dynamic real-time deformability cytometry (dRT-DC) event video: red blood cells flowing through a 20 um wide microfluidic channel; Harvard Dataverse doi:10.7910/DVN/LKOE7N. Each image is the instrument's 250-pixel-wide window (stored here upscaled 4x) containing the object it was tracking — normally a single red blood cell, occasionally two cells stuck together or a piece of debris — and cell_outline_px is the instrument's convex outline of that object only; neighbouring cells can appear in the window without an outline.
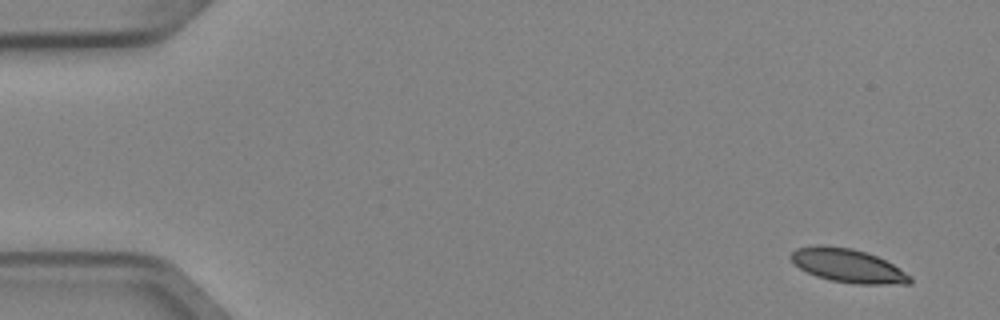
{"species": "Egyptian fruit bat (a non-hibernating species)", "species_latin": "Rousettus aegyptiacus", "temperature_condition": "cold", "stored_images_in_passage": 4, "camera_frame_rate_fps": 3000, "um_per_image_px": 0.085, "animal": {"sex": "female"}, "frame": {"image": 1, "passage_image": 1, "time_ms": 0.0, "image_size_px": [1000, 320], "cell_outline_px": [[912, 284], [856, 284], [828, 280], [816, 276], [800, 268], [788, 256], [796, 248], [812, 244], [816, 244], [852, 248], [876, 256], [892, 264], [912, 276]], "centroid_in_image_um": [72.06, 22.58], "position_along_channel_um": 12.9, "area_um2": 23.41}}
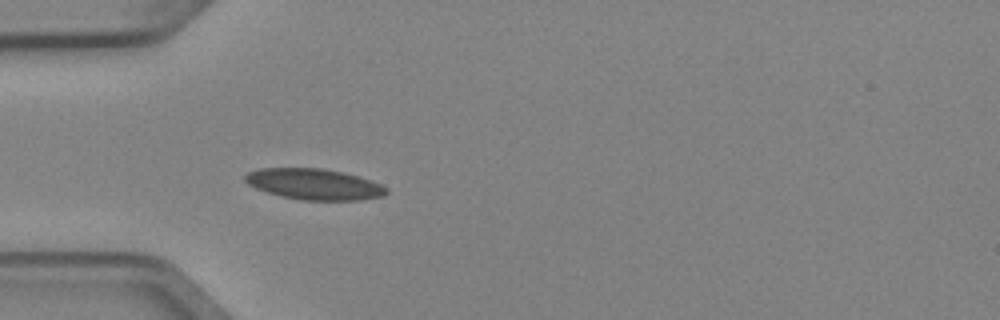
{"frame": {"image": 2, "passage_image": 4, "time_ms": 1.0, "image_size_px": [1000, 320], "cell_outline_px": [[388, 192], [384, 196], [360, 200], [300, 200], [280, 196], [256, 188], [248, 184], [244, 180], [244, 176], [248, 172], [260, 168], [320, 168], [344, 172], [380, 184], [388, 188]], "centroid_in_image_um": [26.69, 15.66], "position_along_channel_um": 58.3, "area_um2": 25.43}}